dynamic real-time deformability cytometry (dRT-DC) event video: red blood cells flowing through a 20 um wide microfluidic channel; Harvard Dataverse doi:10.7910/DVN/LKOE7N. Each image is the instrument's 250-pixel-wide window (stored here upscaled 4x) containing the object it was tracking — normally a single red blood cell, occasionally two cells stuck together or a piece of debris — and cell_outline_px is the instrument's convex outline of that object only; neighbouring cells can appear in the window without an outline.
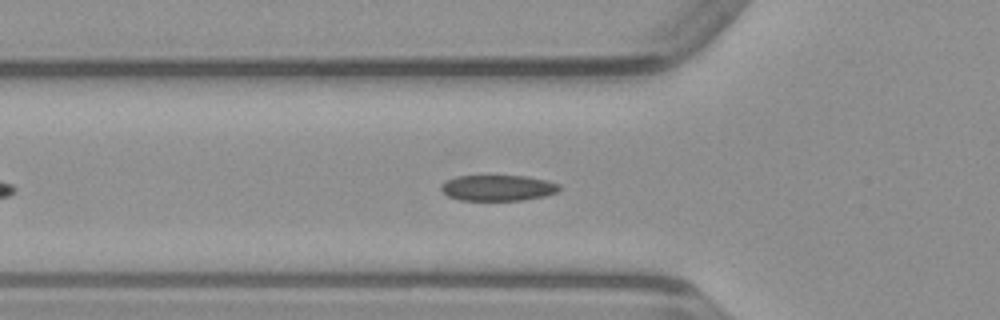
{"species": "common noctule bat (a hibernating species)", "species_latin": "Nyctalus noctula", "temperature_condition": "warm", "stored_images_in_passage": 40, "camera_frame_rate_fps": 3000, "um_per_image_px": 0.085, "animal": {"sex": "male", "body_mass_g": 23.1, "forearm_length_mm": 52.7}, "frame": {"image": 1, "passage_image": 9, "time_ms": 2.667, "image_size_px": [1000, 320], "cell_outline_px": [[560, 188], [556, 192], [544, 196], [524, 200], [460, 200], [448, 196], [440, 188], [440, 184], [456, 176], [528, 176], [548, 180], [560, 184]], "centroid_in_image_um": [42.34, 15.97], "position_along_channel_um": 83.5, "area_um2": 17.8}}
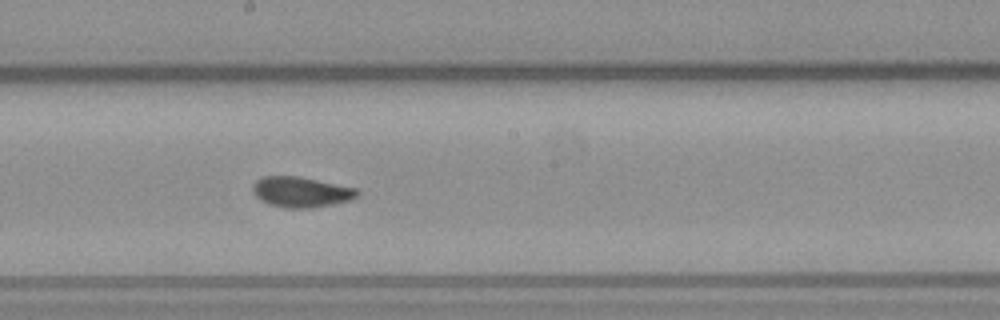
{"frame": {"image": 2, "passage_image": 19, "time_ms": 6.0, "image_size_px": [1000, 320], "cell_outline_px": [[360, 192], [356, 196], [348, 200], [332, 204], [312, 208], [284, 208], [268, 204], [260, 200], [252, 192], [252, 184], [256, 180], [264, 176], [300, 176], [356, 188]], "centroid_in_image_um": [25.54, 16.32], "position_along_channel_um": 222.7, "area_um2": 18.61}}
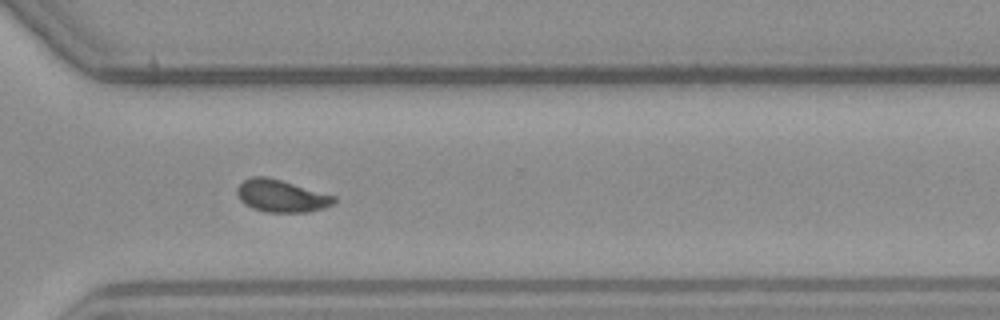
{"frame": {"image": 3, "passage_image": 28, "time_ms": 9.0, "image_size_px": [1000, 320], "cell_outline_px": [[336, 200], [332, 204], [308, 212], [268, 212], [252, 208], [244, 204], [240, 200], [236, 192], [236, 188], [244, 180], [252, 176], [268, 176], [336, 196]], "centroid_in_image_um": [23.87, 16.64], "position_along_channel_um": 346.7, "area_um2": 18.21}}